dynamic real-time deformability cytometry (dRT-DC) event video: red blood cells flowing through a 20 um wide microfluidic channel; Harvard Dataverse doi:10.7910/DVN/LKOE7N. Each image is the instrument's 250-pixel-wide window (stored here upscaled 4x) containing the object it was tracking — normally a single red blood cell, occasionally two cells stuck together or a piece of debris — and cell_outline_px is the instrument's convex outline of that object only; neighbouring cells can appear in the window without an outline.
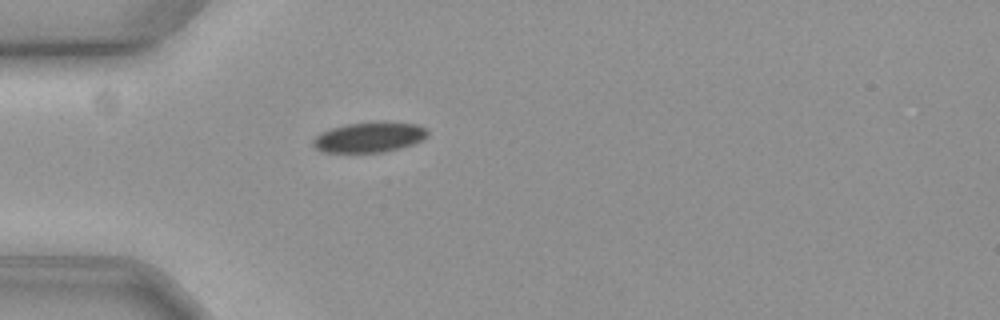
{"species": "common noctule bat (a hibernating species)", "species_latin": "Nyctalus noctula", "temperature_condition": "cold", "stored_images_in_passage": 28, "camera_frame_rate_fps": 3000, "um_per_image_px": 0.085, "animal": {"sex": "female", "body_mass_g": 19.3, "forearm_length_mm": 54.1}, "frame": {"image": 1, "passage_image": 6, "time_ms": 1.667, "image_size_px": [1000, 320], "cell_outline_px": [[428, 136], [412, 144], [400, 148], [384, 152], [324, 152], [316, 148], [312, 144], [312, 140], [320, 132], [332, 128], [348, 124], [416, 124], [424, 128], [428, 132]], "centroid_in_image_um": [31.33, 11.71], "position_along_channel_um": 53.7, "area_um2": 19.31}}
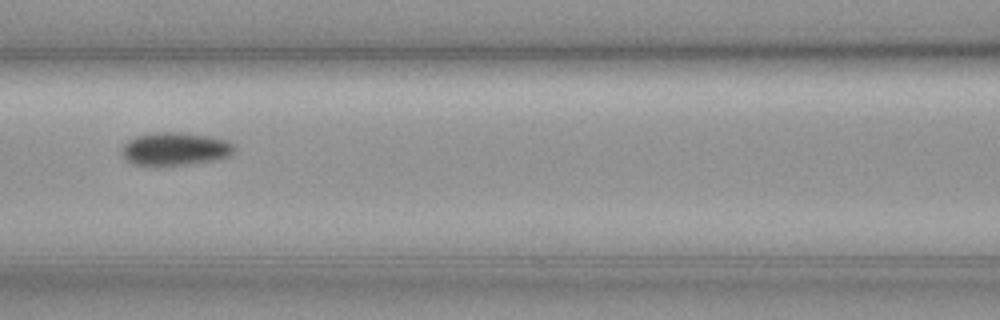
{"frame": {"image": 2, "passage_image": 15, "time_ms": 4.667, "image_size_px": [1000, 320], "cell_outline_px": [[236, 148], [228, 156], [212, 160], [184, 164], [152, 168], [132, 164], [120, 152], [120, 148], [128, 140], [136, 136], [156, 132], [184, 132], [208, 136], [228, 140]], "centroid_in_image_um": [14.81, 12.67], "position_along_channel_um": 151.8, "area_um2": 22.02}}
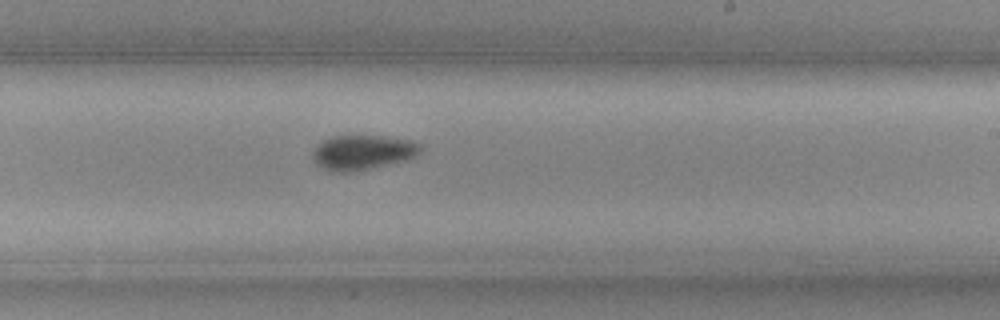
{"frame": {"image": 3, "passage_image": 24, "time_ms": 7.667, "image_size_px": [1000, 320], "cell_outline_px": [[420, 152], [404, 160], [368, 168], [348, 172], [332, 172], [316, 164], [312, 156], [312, 152], [320, 140], [332, 136], [380, 136], [412, 140], [420, 144]], "centroid_in_image_um": [30.75, 12.93], "position_along_channel_um": 258.3, "area_um2": 21.5}}